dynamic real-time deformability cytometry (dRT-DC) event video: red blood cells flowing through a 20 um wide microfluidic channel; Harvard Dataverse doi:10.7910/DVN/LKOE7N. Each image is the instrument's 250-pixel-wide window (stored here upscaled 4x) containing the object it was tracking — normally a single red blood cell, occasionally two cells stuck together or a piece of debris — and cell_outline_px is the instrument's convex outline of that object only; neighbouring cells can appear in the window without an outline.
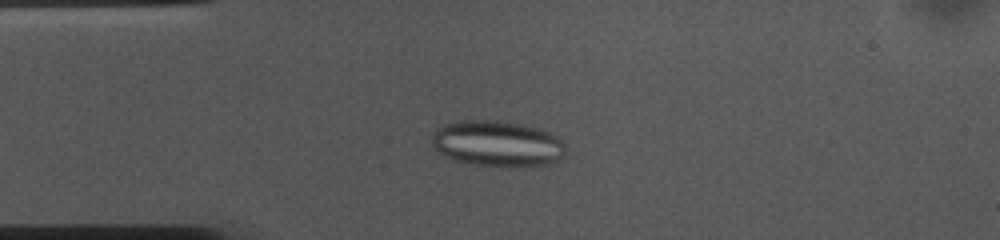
{"species": "common noctule bat (a hibernating species)", "species_latin": "Nyctalus noctula", "temperature_condition": "cold", "stored_images_in_passage": 53, "camera_frame_rate_fps": 3000, "um_per_image_px": 0.085, "animal": {"sex": "female", "body_mass_g": 10.0, "forearm_length_mm": 53.1}, "frame": {"image": 1, "passage_image": 12, "time_ms": 3.667, "image_size_px": [1000, 240], "cell_outline_px": [[568, 152], [564, 156], [548, 164], [532, 168], [500, 168], [452, 160], [440, 156], [432, 144], [432, 136], [436, 128], [440, 124], [460, 120], [500, 120], [540, 128], [552, 132], [564, 144]], "centroid_in_image_um": [42.28, 12.23], "position_along_channel_um": 42.7, "area_um2": 37.11}}
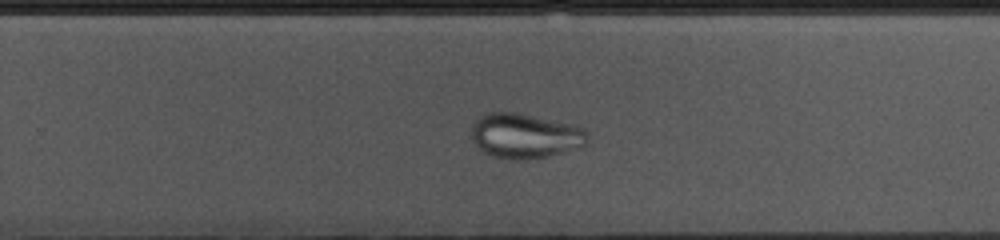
{"frame": {"image": 2, "passage_image": 33, "time_ms": 10.667, "image_size_px": [1000, 240], "cell_outline_px": [[588, 140], [580, 148], [548, 156], [524, 160], [516, 160], [492, 156], [484, 152], [472, 140], [472, 124], [480, 116], [488, 112], [516, 112], [584, 128], [588, 132]], "centroid_in_image_um": [44.62, 11.56], "position_along_channel_um": 285.2, "area_um2": 30.17}}
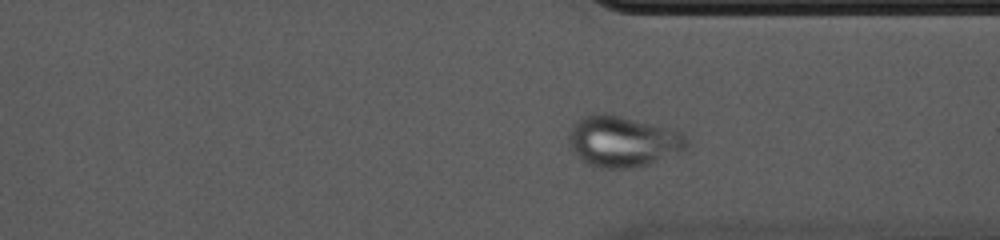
{"frame": {"image": 3, "passage_image": 39, "time_ms": 12.667, "image_size_px": [1000, 240], "cell_outline_px": [[692, 140], [688, 148], [652, 164], [632, 168], [600, 168], [588, 164], [576, 156], [568, 140], [568, 132], [572, 124], [576, 120], [584, 116], [596, 112], [600, 112], [620, 116], [672, 128], [684, 132]], "centroid_in_image_um": [52.99, 12.01], "position_along_channel_um": 358.4, "area_um2": 35.78}}